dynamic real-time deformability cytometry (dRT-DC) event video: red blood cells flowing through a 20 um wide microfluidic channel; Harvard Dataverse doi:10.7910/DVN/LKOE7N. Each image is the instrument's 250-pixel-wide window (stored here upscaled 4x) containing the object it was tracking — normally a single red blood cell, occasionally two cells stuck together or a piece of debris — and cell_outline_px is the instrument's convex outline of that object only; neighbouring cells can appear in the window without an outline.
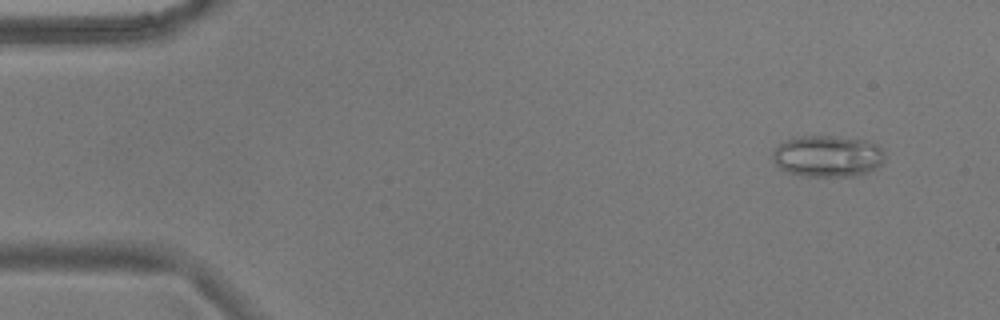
{"species": "common noctule bat (a hibernating species)", "species_latin": "Nyctalus noctula", "temperature_condition": "warm", "stored_images_in_passage": 53, "camera_frame_rate_fps": 3000, "um_per_image_px": 0.085, "animal": {"sex": "male", "body_mass_g": 17.9}, "frame": {"image": 1, "passage_image": 3, "time_ms": 0.667, "image_size_px": [1000, 320], "cell_outline_px": [[884, 152], [880, 164], [876, 168], [868, 172], [852, 176], [800, 176], [784, 172], [776, 164], [772, 156], [772, 152], [780, 144], [788, 140], [800, 136], [832, 136], [864, 140], [876, 144]], "centroid_in_image_um": [70.31, 13.29], "position_along_channel_um": 14.7, "area_um2": 26.93}}
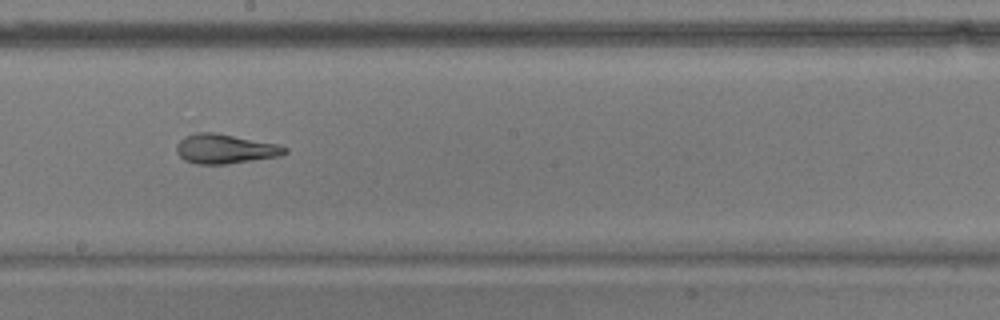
{"frame": {"image": 2, "passage_image": 29, "time_ms": 9.333, "image_size_px": [1000, 320], "cell_outline_px": [[288, 152], [280, 156], [228, 164], [196, 164], [184, 160], [176, 152], [176, 144], [184, 136], [196, 132], [216, 132], [276, 144], [288, 148]], "centroid_in_image_um": [19.1, 12.65], "position_along_channel_um": 229.1, "area_um2": 18.73}}
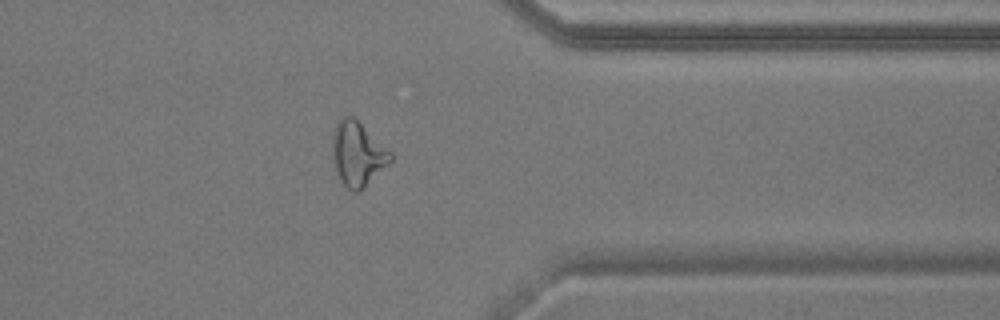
{"frame": {"image": 3, "passage_image": 42, "time_ms": 13.667, "image_size_px": [1000, 320], "cell_outline_px": [[392, 160], [364, 188], [356, 192], [352, 192], [340, 180], [332, 160], [332, 132], [340, 116], [352, 116], [392, 152]], "centroid_in_image_um": [30.37, 13.07], "position_along_channel_um": 381.0, "area_um2": 21.73}, "authors_computed_cell_mechanics": {"area_um2": 21.6172, "velocity_mm_per_s": 3.7157, "shape_relaxation_time_tau1_ms": null, "shape_relaxation_time_tau2_ms": 2.428, "deformation_change_tau1": null, "deformation_change_tau2": 0.0954}}